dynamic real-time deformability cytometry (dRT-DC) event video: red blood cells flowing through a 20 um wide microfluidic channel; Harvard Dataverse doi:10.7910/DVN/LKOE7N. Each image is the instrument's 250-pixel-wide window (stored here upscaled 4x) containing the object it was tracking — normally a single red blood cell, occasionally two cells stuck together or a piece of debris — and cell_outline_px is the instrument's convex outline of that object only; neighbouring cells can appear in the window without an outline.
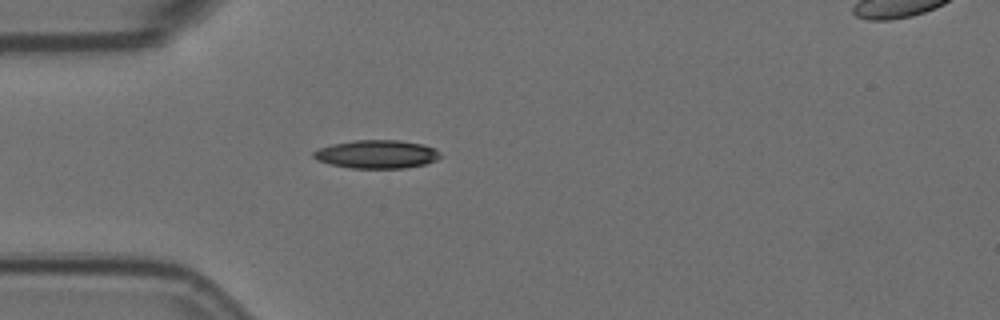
{"species": "Egyptian fruit bat (a non-hibernating species)", "species_latin": "Rousettus aegyptiacus", "temperature_condition": "room temperature", "stored_images_in_passage": 4, "camera_frame_rate_fps": 3000, "um_per_image_px": 0.085, "animal": {"sex": "female"}, "frame": {"image": 1, "passage_image": 4, "time_ms": 1.0, "image_size_px": [1000, 320], "cell_outline_px": [[444, 156], [436, 160], [424, 164], [404, 168], [352, 168], [332, 164], [316, 160], [312, 156], [312, 152], [320, 148], [332, 144], [356, 140], [400, 140], [420, 144], [436, 148]], "centroid_in_image_um": [32.05, 13.1], "position_along_channel_um": 52.9, "area_um2": 20.92}}